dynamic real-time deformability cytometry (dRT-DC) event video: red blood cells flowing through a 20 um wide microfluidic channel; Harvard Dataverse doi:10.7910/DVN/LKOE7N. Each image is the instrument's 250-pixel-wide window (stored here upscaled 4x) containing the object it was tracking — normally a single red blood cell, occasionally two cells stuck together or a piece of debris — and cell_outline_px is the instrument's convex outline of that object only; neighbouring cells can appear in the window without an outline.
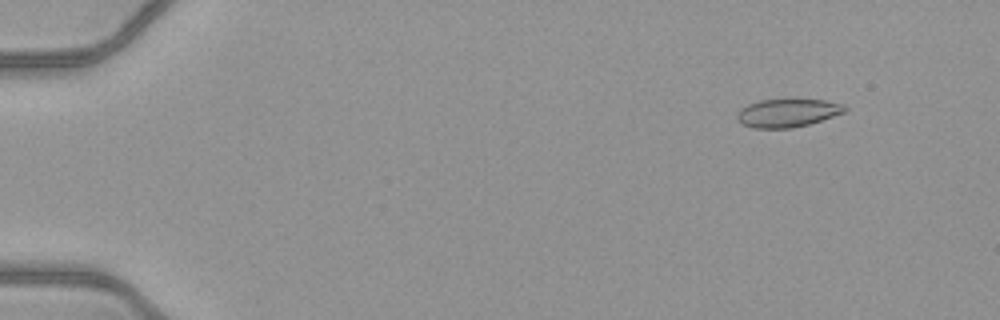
{"species": "common noctule bat (a hibernating species)", "species_latin": "Nyctalus noctula", "temperature_condition": "warm", "stored_images_in_passage": 51, "camera_frame_rate_fps": 3000, "um_per_image_px": 0.085, "animal": {"sex": "female", "body_mass_g": 21.9}, "frame": {"image": 1, "passage_image": 5, "time_ms": 1.333, "image_size_px": [1000, 320], "cell_outline_px": [[848, 108], [844, 112], [808, 124], [792, 128], [752, 128], [744, 124], [736, 116], [736, 112], [740, 108], [748, 104], [760, 100], [792, 96], [824, 100], [844, 104]], "centroid_in_image_um": [66.94, 9.54], "position_along_channel_um": 18.1, "area_um2": 18.38}}
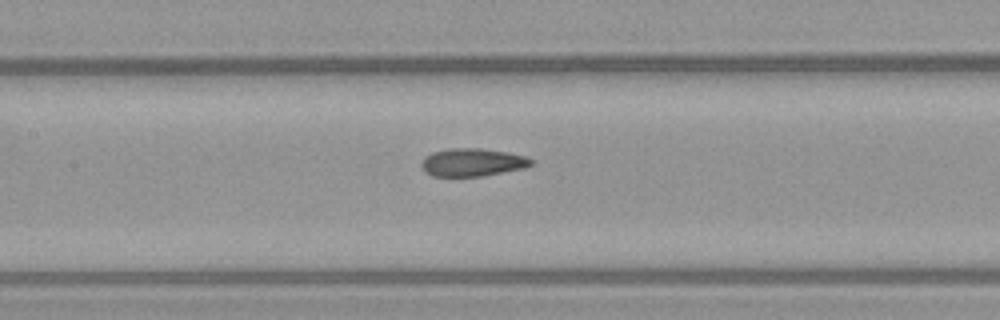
{"frame": {"image": 2, "passage_image": 25, "time_ms": 8.0, "image_size_px": [1000, 320], "cell_outline_px": [[532, 164], [524, 168], [484, 176], [432, 176], [424, 172], [420, 164], [432, 152], [448, 148], [480, 148], [504, 152], [524, 156], [532, 160]], "centroid_in_image_um": [40.12, 13.8], "position_along_channel_um": 167.3, "area_um2": 17.69}}
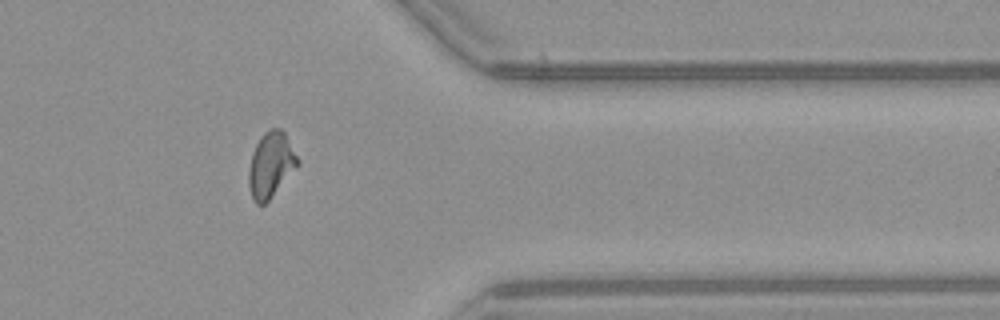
{"frame": {"image": 3, "passage_image": 42, "time_ms": 13.667, "image_size_px": [1000, 320], "cell_outline_px": [[300, 164], [268, 200], [264, 204], [256, 204], [252, 200], [248, 184], [248, 172], [252, 152], [260, 136], [264, 132], [272, 128], [280, 128], [284, 132], [300, 160]], "centroid_in_image_um": [23.01, 14.0], "position_along_channel_um": 388.4, "area_um2": 18.67}, "authors_computed_cell_mechanics": {"area_um2": 18.1492, "velocity_mm_per_s": 4.1033, "shape_relaxation_time_tau1_ms": null, "shape_relaxation_time_tau2_ms": 1.2739, "deformation_change_tau1": null, "deformation_change_tau2": 0.0899}}